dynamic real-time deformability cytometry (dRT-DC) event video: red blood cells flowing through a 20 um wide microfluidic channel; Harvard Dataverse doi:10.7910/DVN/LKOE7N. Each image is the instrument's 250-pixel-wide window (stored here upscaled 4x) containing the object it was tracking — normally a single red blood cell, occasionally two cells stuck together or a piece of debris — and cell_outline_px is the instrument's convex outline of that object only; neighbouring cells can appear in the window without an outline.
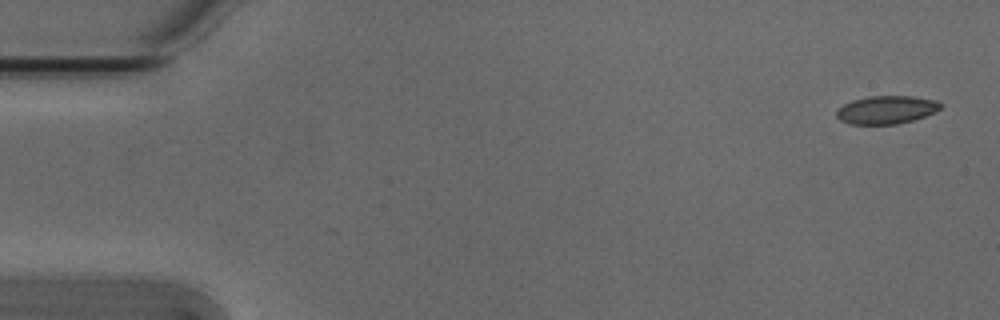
{"species": "Egyptian fruit bat (a non-hibernating species)", "species_latin": "Rousettus aegyptiacus", "temperature_condition": "cold", "stored_images_in_passage": 24, "camera_frame_rate_fps": 3000, "um_per_image_px": 0.085, "animal": {"sex": "male"}, "frame": {"image": 1, "passage_image": 1, "time_ms": 0.0, "image_size_px": [1000, 320], "cell_outline_px": [[944, 104], [940, 108], [924, 116], [912, 120], [896, 124], [848, 124], [840, 120], [836, 116], [836, 112], [844, 104], [852, 100], [868, 96], [912, 96], [936, 100]], "centroid_in_image_um": [75.33, 9.32], "position_along_channel_um": 9.7, "area_um2": 16.94}}
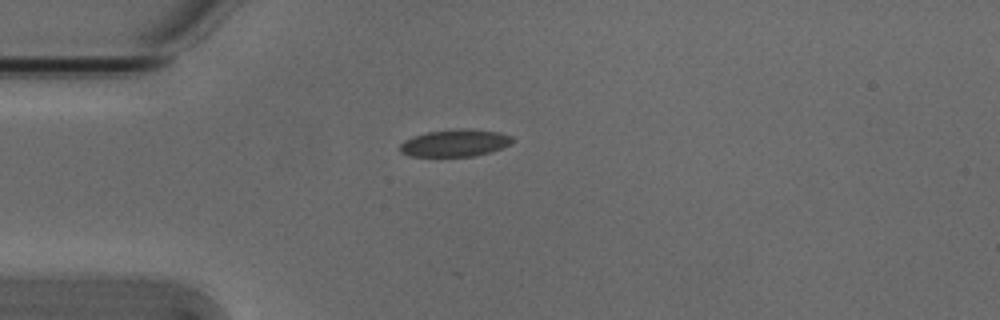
{"frame": {"image": 2, "passage_image": 13, "time_ms": 4.0, "image_size_px": [1000, 320], "cell_outline_px": [[512, 144], [488, 152], [472, 156], [412, 156], [400, 152], [400, 144], [404, 140], [412, 136], [428, 132], [460, 128], [468, 128], [500, 132], [512, 136]], "centroid_in_image_um": [38.67, 12.14], "position_along_channel_um": 46.3, "area_um2": 17.74}}
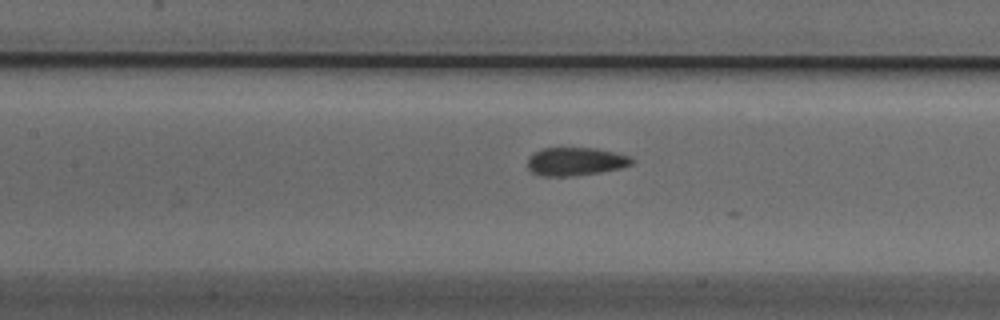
{"frame": {"image": 3, "passage_image": 23, "time_ms": 7.333, "image_size_px": [1000, 320], "cell_outline_px": [[636, 160], [632, 164], [620, 168], [600, 172], [568, 176], [544, 176], [532, 172], [528, 168], [528, 156], [532, 152], [544, 148], [596, 148], [616, 152], [632, 156]], "centroid_in_image_um": [48.94, 13.71], "position_along_channel_um": 158.5, "area_um2": 17.28}}